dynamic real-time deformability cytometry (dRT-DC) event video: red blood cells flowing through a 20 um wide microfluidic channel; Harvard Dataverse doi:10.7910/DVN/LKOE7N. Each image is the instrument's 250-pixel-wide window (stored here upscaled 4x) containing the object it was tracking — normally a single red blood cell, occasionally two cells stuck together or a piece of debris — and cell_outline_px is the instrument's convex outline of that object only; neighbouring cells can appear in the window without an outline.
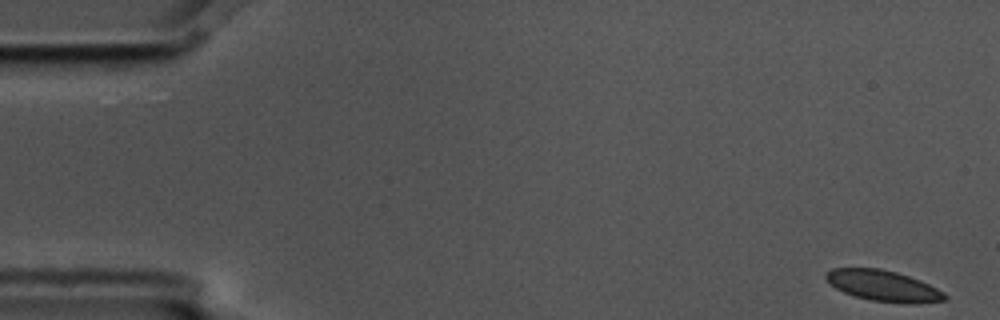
{"species": "common noctule bat (a hibernating species)", "species_latin": "Nyctalus noctula", "temperature_condition": "cold", "stored_images_in_passage": 5, "camera_frame_rate_fps": 3000, "um_per_image_px": 0.085, "animal": {"sex": "male", "body_mass_g": 17.5, "forearm_length_mm": 52.3}, "frame": {"image": 1, "passage_image": 1, "time_ms": 0.0, "image_size_px": [1000, 320], "cell_outline_px": [[948, 296], [944, 300], [912, 304], [872, 300], [856, 296], [844, 292], [836, 288], [824, 276], [824, 272], [832, 268], [880, 268], [896, 272], [920, 280], [944, 292]], "centroid_in_image_um": [75.07, 24.28], "position_along_channel_um": 9.9, "area_um2": 21.15}}